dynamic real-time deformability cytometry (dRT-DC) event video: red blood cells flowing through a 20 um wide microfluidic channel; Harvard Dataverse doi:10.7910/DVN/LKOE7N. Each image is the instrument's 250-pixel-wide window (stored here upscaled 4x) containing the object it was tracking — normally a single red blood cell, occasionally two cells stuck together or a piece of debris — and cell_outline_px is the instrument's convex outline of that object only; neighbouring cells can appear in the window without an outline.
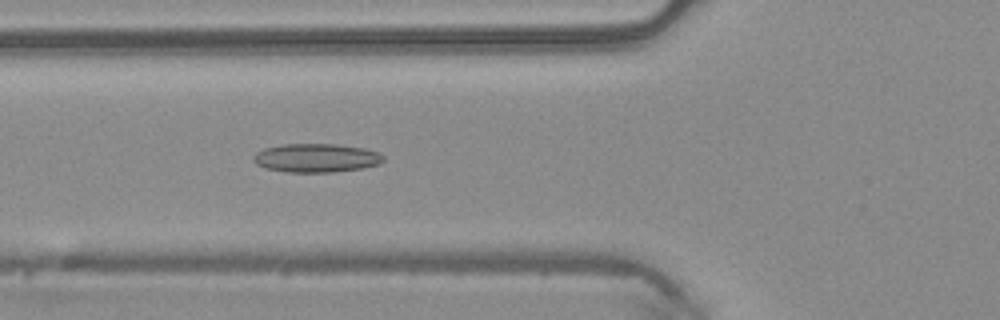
{"species": "common noctule bat (a hibernating species)", "species_latin": "Nyctalus noctula", "temperature_condition": "warm", "stored_images_in_passage": 49, "camera_frame_rate_fps": 3000, "um_per_image_px": 0.085, "animal": {"sex": "male", "body_mass_g": 20.4}, "frame": {"image": 1, "passage_image": 18, "time_ms": 5.667, "image_size_px": [1000, 320], "cell_outline_px": [[384, 160], [380, 164], [364, 168], [332, 172], [288, 172], [264, 168], [256, 164], [252, 160], [252, 156], [256, 152], [264, 148], [284, 144], [336, 144], [364, 148], [380, 152], [384, 156]], "centroid_in_image_um": [26.89, 13.42], "position_along_channel_um": 98.9, "area_um2": 21.96}}
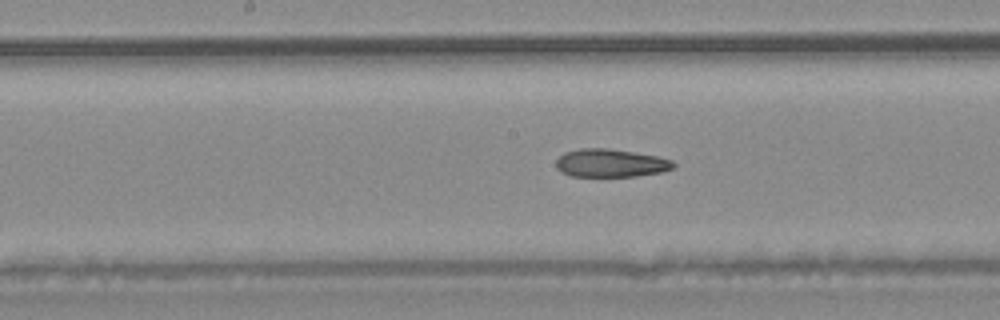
{"frame": {"image": 2, "passage_image": 25, "time_ms": 8.0, "image_size_px": [1000, 320], "cell_outline_px": [[676, 164], [672, 168], [660, 172], [636, 176], [568, 176], [560, 172], [556, 168], [556, 160], [564, 152], [580, 148], [608, 148], [656, 156], [672, 160]], "centroid_in_image_um": [51.85, 13.86], "position_along_channel_um": 196.4, "area_um2": 19.19}}
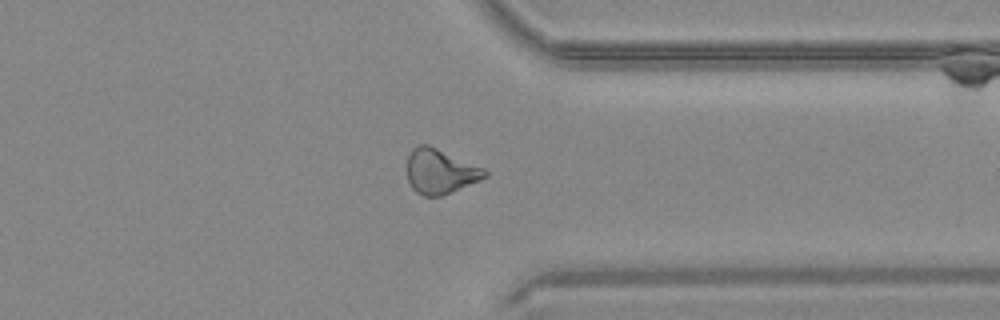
{"frame": {"image": 3, "passage_image": 38, "time_ms": 12.333, "image_size_px": [1000, 320], "cell_outline_px": [[488, 176], [480, 180], [452, 192], [440, 196], [424, 196], [416, 192], [412, 188], [408, 180], [408, 156], [412, 148], [420, 144], [428, 144], [488, 168]], "centroid_in_image_um": [37.47, 14.55], "position_along_channel_um": 373.9, "area_um2": 20.63}, "authors_computed_cell_mechanics": {"area_um2": 21.1548, "velocity_mm_per_s": 4.1462, "shape_relaxation_time_tau1_ms": null, "shape_relaxation_time_tau2_ms": 4.1275, "deformation_change_tau1": null, "deformation_change_tau2": 0.1288}}